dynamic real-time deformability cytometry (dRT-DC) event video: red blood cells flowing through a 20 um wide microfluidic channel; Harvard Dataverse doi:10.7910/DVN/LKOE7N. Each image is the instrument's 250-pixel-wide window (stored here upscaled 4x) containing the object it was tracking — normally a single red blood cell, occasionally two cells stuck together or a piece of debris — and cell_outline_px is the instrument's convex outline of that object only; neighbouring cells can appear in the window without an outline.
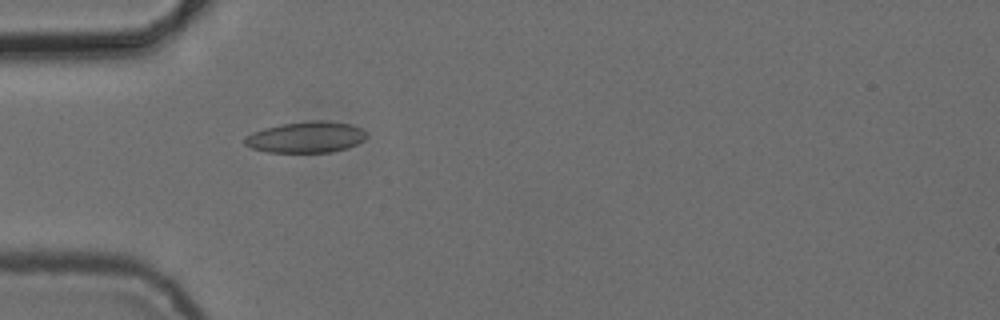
{"species": "common noctule bat (a hibernating species)", "species_latin": "Nyctalus noctula", "temperature_condition": "cold", "stored_images_in_passage": 5, "camera_frame_rate_fps": 3000, "um_per_image_px": 0.085, "animal": {"sex": "female", "body_mass_g": 24.6, "forearm_length_mm": 56.2}, "frame": {"image": 1, "passage_image": 5, "time_ms": 5.0, "image_size_px": [1000, 320], "cell_outline_px": [[368, 136], [364, 140], [348, 148], [328, 152], [268, 152], [252, 148], [244, 144], [244, 136], [252, 132], [264, 128], [280, 124], [308, 120], [328, 120], [352, 124], [360, 128]], "centroid_in_image_um": [26.0, 11.64], "position_along_channel_um": 59.0, "area_um2": 22.31}}